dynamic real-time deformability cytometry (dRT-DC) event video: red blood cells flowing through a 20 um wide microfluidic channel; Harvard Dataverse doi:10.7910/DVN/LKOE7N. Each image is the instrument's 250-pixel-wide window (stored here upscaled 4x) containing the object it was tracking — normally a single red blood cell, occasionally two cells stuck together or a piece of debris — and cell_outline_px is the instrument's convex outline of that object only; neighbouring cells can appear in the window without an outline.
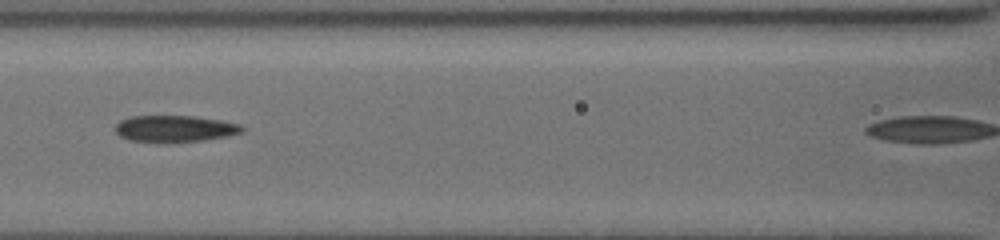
{"species": "common noctule bat (a hibernating species)", "species_latin": "Nyctalus noctula", "temperature_condition": "cold", "stored_images_in_passage": 12, "camera_frame_rate_fps": 3000, "um_per_image_px": 0.085, "animal": {"sex": "female", "body_mass_g": 19.5, "forearm_length_mm": 54.1}, "frame": {"image": 1, "passage_image": 10, "time_ms": 5.0, "image_size_px": [1000, 240], "cell_outline_px": [[244, 132], [228, 136], [204, 140], [168, 144], [156, 144], [128, 140], [120, 136], [116, 132], [116, 124], [120, 120], [132, 116], [192, 116], [220, 120], [240, 124], [244, 128]], "centroid_in_image_um": [14.84, 10.97], "position_along_channel_um": 151.8, "area_um2": 20.23}}